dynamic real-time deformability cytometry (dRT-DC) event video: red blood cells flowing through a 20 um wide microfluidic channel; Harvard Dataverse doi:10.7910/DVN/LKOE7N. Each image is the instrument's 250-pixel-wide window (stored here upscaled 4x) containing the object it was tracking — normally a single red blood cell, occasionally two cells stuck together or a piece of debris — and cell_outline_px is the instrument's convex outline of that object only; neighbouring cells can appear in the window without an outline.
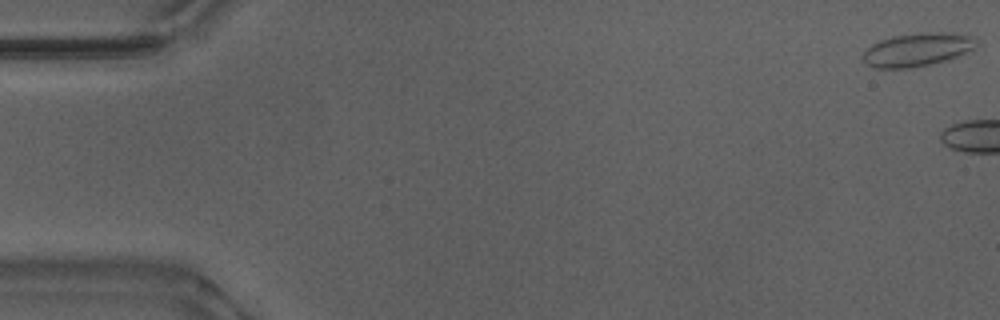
{"species": "Egyptian fruit bat (a non-hibernating species)", "species_latin": "Rousettus aegyptiacus", "temperature_condition": "warm", "stored_images_in_passage": 4, "camera_frame_rate_fps": 3000, "um_per_image_px": 0.085, "animal": {"sex": "male"}, "frame": {"image": 1, "passage_image": 1, "time_ms": 0.0, "image_size_px": [1000, 320], "cell_outline_px": [[980, 44], [956, 56], [944, 60], [912, 68], [872, 68], [860, 56], [872, 44], [880, 40], [892, 36], [920, 32], [952, 32], [972, 36]], "centroid_in_image_um": [77.94, 4.2], "position_along_channel_um": 7.1, "area_um2": 21.96}}